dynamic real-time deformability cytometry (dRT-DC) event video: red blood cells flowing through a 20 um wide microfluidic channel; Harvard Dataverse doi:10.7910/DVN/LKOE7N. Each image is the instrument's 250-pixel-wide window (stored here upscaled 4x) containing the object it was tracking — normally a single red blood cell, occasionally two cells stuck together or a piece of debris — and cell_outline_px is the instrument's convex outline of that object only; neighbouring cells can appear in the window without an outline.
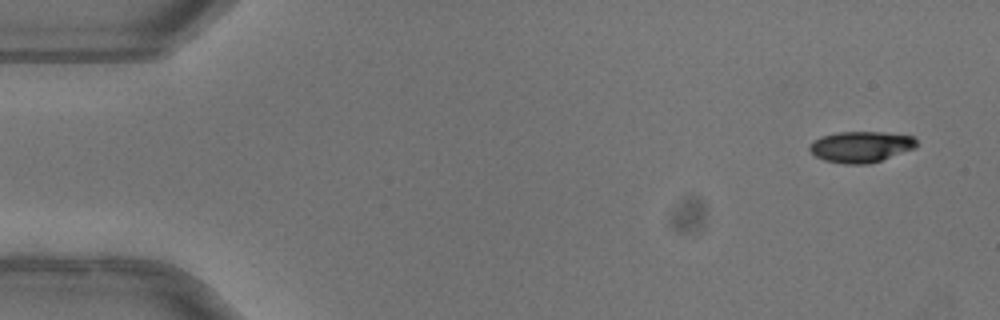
{"species": "common noctule bat (a hibernating species)", "species_latin": "Nyctalus noctula", "temperature_condition": "warm", "stored_images_in_passage": 49, "camera_frame_rate_fps": 3000, "um_per_image_px": 0.085, "animal": {"sex": "female"}, "frame": {"image": 1, "passage_image": 1, "time_ms": 0.0, "image_size_px": [1000, 320], "cell_outline_px": [[916, 148], [868, 164], [844, 164], [824, 160], [816, 156], [808, 148], [812, 140], [820, 136], [836, 132], [884, 132], [912, 136], [916, 140]], "centroid_in_image_um": [73.14, 12.47], "position_along_channel_um": 11.9, "area_um2": 19.36}}
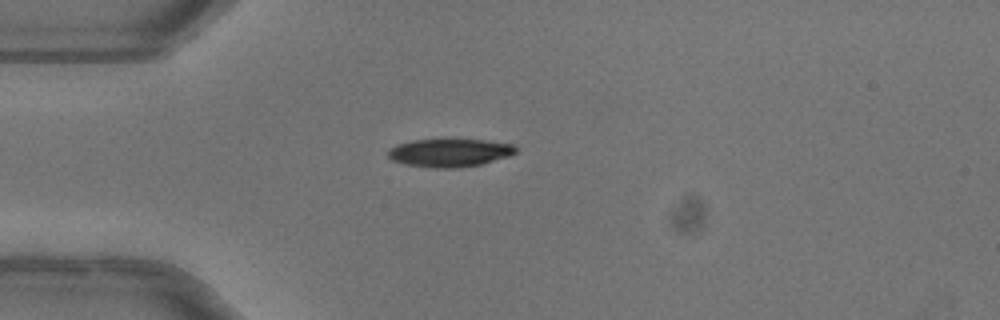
{"frame": {"image": 2, "passage_image": 12, "time_ms": 3.667, "image_size_px": [1000, 320], "cell_outline_px": [[516, 152], [508, 156], [480, 164], [460, 168], [436, 168], [408, 164], [392, 160], [388, 156], [388, 152], [396, 144], [412, 140], [484, 140], [512, 144], [516, 148]], "centroid_in_image_um": [38.22, 12.98], "position_along_channel_um": 46.8, "area_um2": 20.52}}
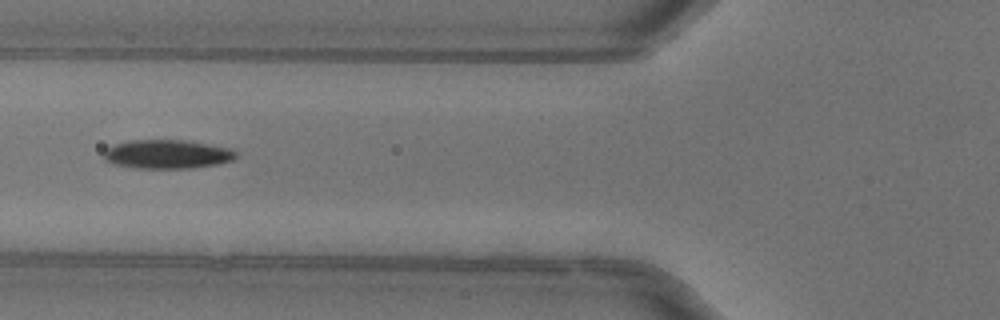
{"frame": {"image": 3, "passage_image": 18, "time_ms": 5.667, "image_size_px": [1000, 320], "cell_outline_px": [[236, 156], [232, 160], [220, 164], [192, 168], [140, 168], [116, 164], [104, 160], [104, 152], [108, 148], [116, 144], [128, 140], [184, 140], [232, 148], [236, 152]], "centroid_in_image_um": [14.25, 13.1], "position_along_channel_um": 111.5, "area_um2": 22.14}, "authors_computed_cell_mechanics": {"area_um2": 21.386, "velocity_mm_per_s": 4.058, "shape_relaxation_time_tau1_ms": 2.4631, "shape_relaxation_time_tau2_ms": null, "deformation_change_tau1": 0.1321, "deformation_change_tau2": null}}